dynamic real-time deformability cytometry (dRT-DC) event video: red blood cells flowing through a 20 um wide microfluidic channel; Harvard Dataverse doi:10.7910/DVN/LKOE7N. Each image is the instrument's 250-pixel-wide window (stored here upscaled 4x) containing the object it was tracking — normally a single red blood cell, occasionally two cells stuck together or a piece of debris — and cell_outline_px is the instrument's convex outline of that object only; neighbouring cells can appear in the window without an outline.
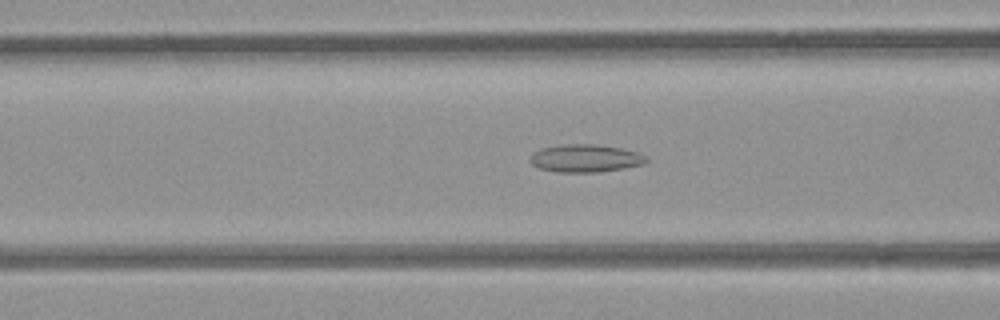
{"species": "common noctule bat (a hibernating species)", "species_latin": "Nyctalus noctula", "temperature_condition": "room temperature", "stored_images_in_passage": 40, "camera_frame_rate_fps": 3000, "um_per_image_px": 0.085, "animal": {"sex": "female", "body_mass_g": 21.9}, "frame": {"image": 1, "passage_image": 13, "time_ms": 4.0, "image_size_px": [1000, 320], "cell_outline_px": [[648, 160], [644, 164], [624, 168], [600, 172], [556, 172], [540, 168], [532, 164], [528, 160], [532, 152], [540, 148], [560, 144], [596, 144], [620, 148], [636, 152], [648, 156]], "centroid_in_image_um": [49.73, 13.45], "position_along_channel_um": 116.9, "area_um2": 19.02}}
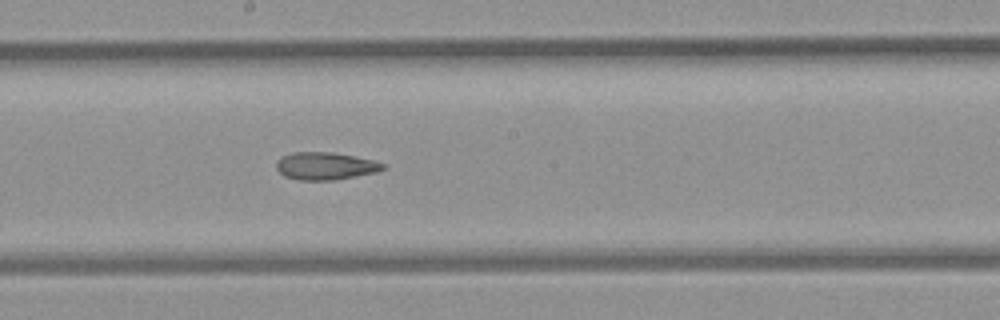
{"frame": {"image": 2, "passage_image": 21, "time_ms": 6.667, "image_size_px": [1000, 320], "cell_outline_px": [[388, 164], [384, 168], [376, 172], [336, 180], [300, 180], [284, 176], [276, 168], [276, 160], [280, 156], [292, 152], [332, 152], [372, 160]], "centroid_in_image_um": [27.62, 14.11], "position_along_channel_um": 220.6, "area_um2": 17.17}}
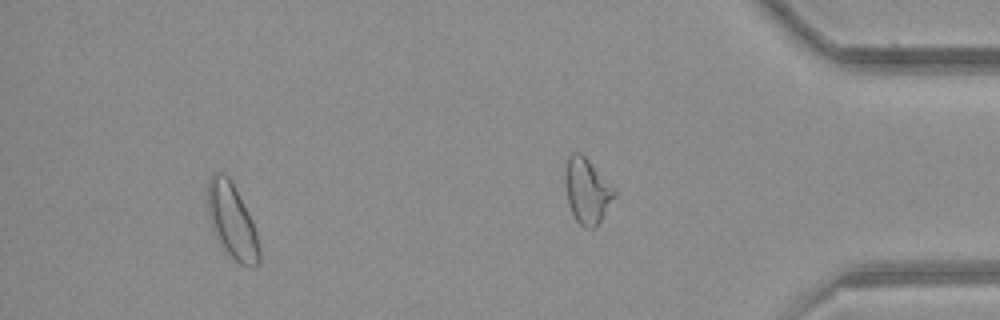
{"frame": {"image": 3, "passage_image": 35, "time_ms": 11.333, "image_size_px": [1000, 320], "cell_outline_px": [[260, 264], [256, 268], [248, 268], [240, 264], [224, 248], [216, 236], [212, 228], [208, 216], [208, 180], [216, 172], [220, 172], [228, 176], [232, 180], [252, 220], [256, 232], [260, 248]], "centroid_in_image_um": [19.75, 18.81], "position_along_channel_um": 415.4, "area_um2": 22.54}, "authors_computed_cell_mechanics": {"area_um2": 19.2763, "velocity_mm_per_s": 3.8698, "shape_relaxation_time_tau1_ms": null, "shape_relaxation_time_tau2_ms": 7.7573, "deformation_change_tau1": null, "deformation_change_tau2": 0.1833}}